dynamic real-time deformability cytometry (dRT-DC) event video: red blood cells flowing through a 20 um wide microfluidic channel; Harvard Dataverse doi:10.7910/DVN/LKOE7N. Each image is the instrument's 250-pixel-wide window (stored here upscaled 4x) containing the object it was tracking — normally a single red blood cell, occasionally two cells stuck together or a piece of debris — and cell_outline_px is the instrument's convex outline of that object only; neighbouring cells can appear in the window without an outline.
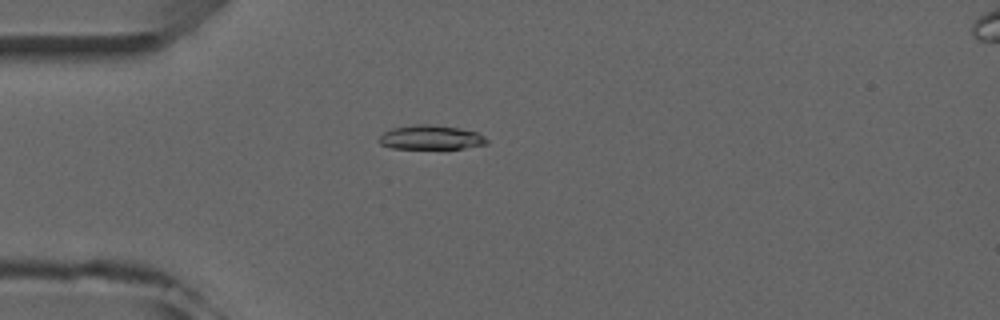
{"species": "common noctule bat (a hibernating species)", "species_latin": "Nyctalus noctula", "temperature_condition": "room temperature", "stored_images_in_passage": 5, "camera_frame_rate_fps": 3000, "um_per_image_px": 0.085, "animal": {"sex": "male", "forearm_length_mm": 52.5}, "frame": {"image": 1, "passage_image": 4, "time_ms": 3.333, "image_size_px": [1000, 320], "cell_outline_px": [[488, 144], [464, 148], [392, 148], [380, 144], [380, 136], [384, 132], [392, 128], [412, 124], [428, 124], [460, 128], [476, 132], [484, 136], [488, 140]], "centroid_in_image_um": [36.64, 11.67], "position_along_channel_um": 48.4, "area_um2": 15.14}}